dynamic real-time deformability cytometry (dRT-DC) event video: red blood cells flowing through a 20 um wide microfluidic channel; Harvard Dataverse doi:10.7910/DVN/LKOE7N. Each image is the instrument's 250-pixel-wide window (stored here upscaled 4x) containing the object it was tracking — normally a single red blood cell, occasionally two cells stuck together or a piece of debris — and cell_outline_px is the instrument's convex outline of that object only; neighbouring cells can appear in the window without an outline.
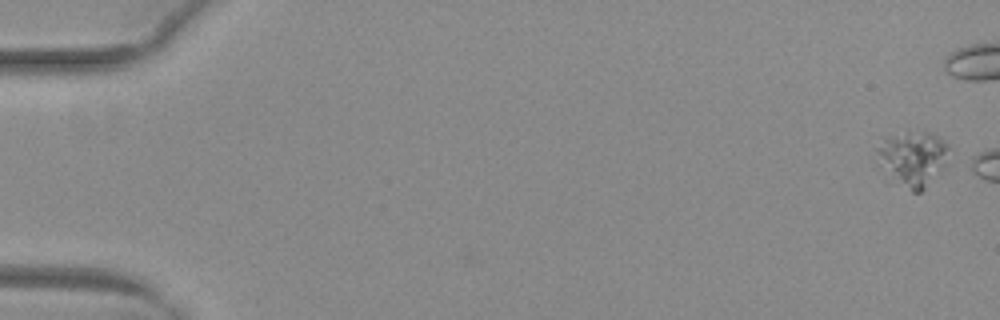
{"species": "common noctule bat (a hibernating species)", "species_latin": "Nyctalus noctula", "temperature_condition": "warm", "stored_images_in_passage": 6, "camera_frame_rate_fps": 3000, "um_per_image_px": 0.085, "animal": {"sex": "female", "body_mass_g": 29.2, "forearm_length_mm": 56.3}, "frame": {"image": 1, "passage_image": 1, "time_ms": 0.0, "image_size_px": [1000, 320], "cell_outline_px": [[952, 164], [948, 168], [920, 192], [912, 192], [880, 168], [872, 160], [876, 148], [884, 140], [908, 128], [928, 132], [944, 140], [948, 144]], "centroid_in_image_um": [77.64, 13.44], "position_along_channel_um": 7.4, "area_um2": 24.33}}